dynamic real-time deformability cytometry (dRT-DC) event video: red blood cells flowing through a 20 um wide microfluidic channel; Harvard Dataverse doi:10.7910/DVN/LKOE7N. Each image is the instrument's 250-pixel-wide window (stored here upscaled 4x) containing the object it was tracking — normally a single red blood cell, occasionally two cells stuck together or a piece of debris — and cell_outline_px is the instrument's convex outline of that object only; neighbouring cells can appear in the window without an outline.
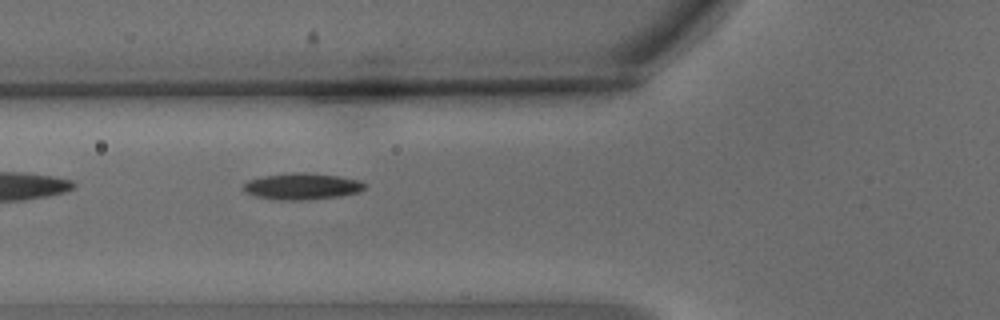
{"species": "common noctule bat (a hibernating species)", "species_latin": "Nyctalus noctula", "temperature_condition": "warm", "stored_images_in_passage": 2, "camera_frame_rate_fps": 3000, "um_per_image_px": 0.085, "animal": {"sex": "male", "body_mass_g": 15.6}, "frame": {"image": 1, "passage_image": 2, "time_ms": 0.333, "image_size_px": [1000, 320], "cell_outline_px": [[368, 184], [360, 192], [340, 196], [304, 200], [280, 200], [256, 196], [248, 192], [244, 188], [244, 184], [248, 180], [264, 176], [296, 172], [304, 172], [336, 176], [360, 180]], "centroid_in_image_um": [25.73, 15.84], "position_along_channel_um": 100.1, "area_um2": 18.5}}